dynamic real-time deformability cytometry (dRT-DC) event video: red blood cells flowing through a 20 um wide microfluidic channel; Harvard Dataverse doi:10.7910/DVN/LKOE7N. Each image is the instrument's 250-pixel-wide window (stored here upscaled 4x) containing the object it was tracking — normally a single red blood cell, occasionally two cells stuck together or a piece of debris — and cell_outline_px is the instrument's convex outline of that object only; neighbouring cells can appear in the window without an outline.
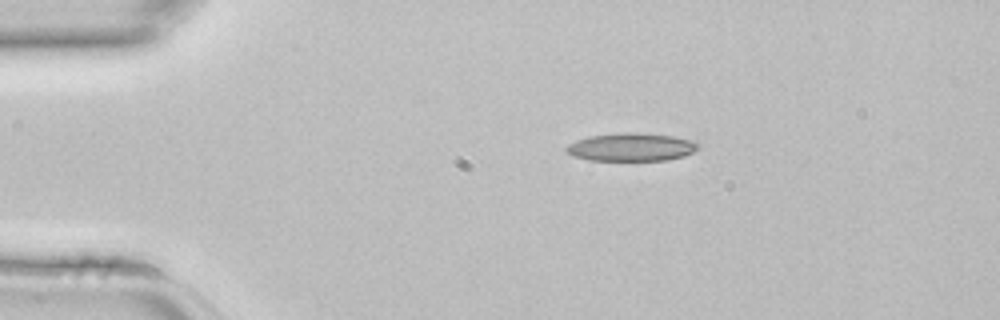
{"species": "common noctule bat (a hibernating species)", "species_latin": "Nyctalus noctula", "temperature_condition": "room temperature", "stored_images_in_passage": 37, "camera_frame_rate_fps": 3000, "um_per_image_px": 0.085, "animal": {"sex": "female", "body_mass_g": 22.7, "forearm_length_mm": 54.2}, "frame": {"image": 1, "passage_image": 1, "time_ms": 0.0, "image_size_px": [1000, 320], "cell_outline_px": [[700, 144], [692, 152], [684, 156], [668, 160], [588, 160], [572, 156], [564, 148], [568, 144], [576, 140], [592, 136], [624, 132], [632, 132], [672, 136], [696, 140]], "centroid_in_image_um": [53.67, 12.5], "position_along_channel_um": 31.3, "area_um2": 21.5}}
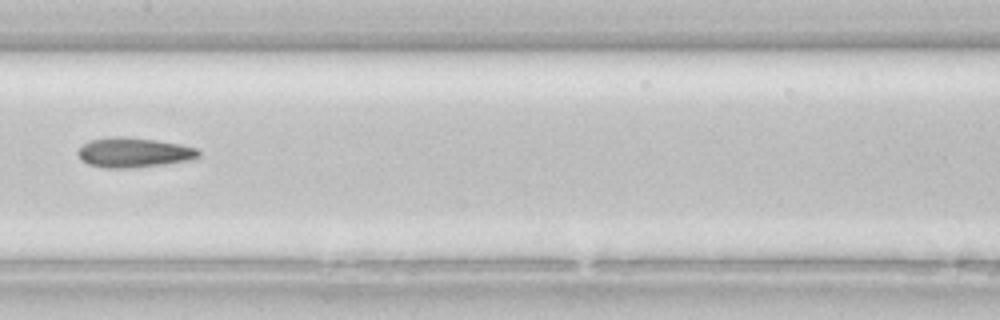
{"frame": {"image": 2, "passage_image": 15, "time_ms": 4.667, "image_size_px": [1000, 320], "cell_outline_px": [[200, 156], [192, 160], [164, 164], [128, 168], [104, 168], [88, 164], [76, 152], [84, 144], [92, 140], [108, 136], [124, 136], [156, 140], [180, 144], [196, 148], [200, 152]], "centroid_in_image_um": [11.39, 12.96], "position_along_channel_um": 196.0, "area_um2": 20.92}}
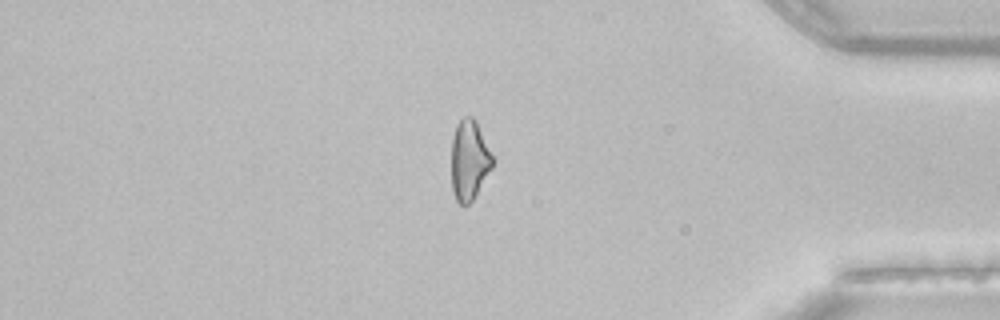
{"frame": {"image": 3, "passage_image": 30, "time_ms": 9.667, "image_size_px": [1000, 320], "cell_outline_px": [[496, 160], [492, 168], [472, 200], [468, 204], [460, 204], [456, 200], [452, 192], [452, 136], [456, 124], [464, 116], [472, 116], [476, 120]], "centroid_in_image_um": [39.91, 13.58], "position_along_channel_um": 395.3, "area_um2": 19.42}}